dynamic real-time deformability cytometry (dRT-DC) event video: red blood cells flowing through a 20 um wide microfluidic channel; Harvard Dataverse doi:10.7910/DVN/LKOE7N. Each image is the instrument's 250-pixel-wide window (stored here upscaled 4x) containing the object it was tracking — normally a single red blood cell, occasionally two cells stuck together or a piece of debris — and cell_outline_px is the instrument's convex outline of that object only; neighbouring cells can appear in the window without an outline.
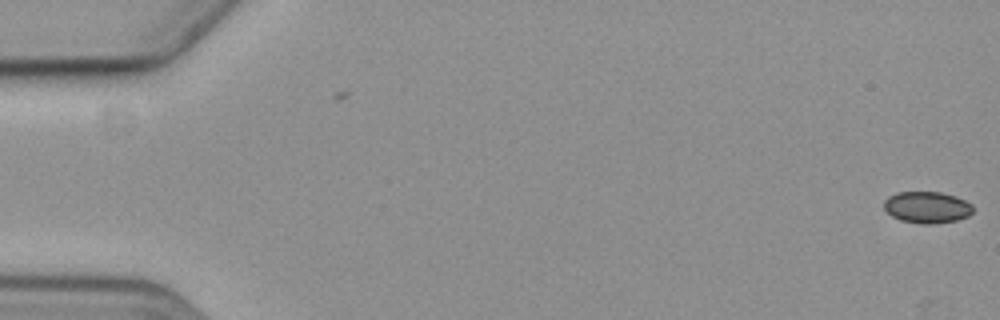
{"species": "common noctule bat (a hibernating species)", "species_latin": "Nyctalus noctula", "temperature_condition": "cold", "stored_images_in_passage": 2, "camera_frame_rate_fps": 3000, "um_per_image_px": 0.085, "animal": {"sex": "female", "body_mass_g": 19.3, "forearm_length_mm": 54.1}, "frame": {"image": 1, "passage_image": 2, "time_ms": 1.0, "image_size_px": [1000, 320], "cell_outline_px": [[972, 212], [968, 216], [956, 220], [932, 224], [924, 224], [900, 220], [892, 216], [884, 208], [884, 200], [888, 196], [896, 192], [940, 192], [956, 196], [972, 204]], "centroid_in_image_um": [78.78, 17.61], "position_along_channel_um": 6.2, "area_um2": 16.36}}